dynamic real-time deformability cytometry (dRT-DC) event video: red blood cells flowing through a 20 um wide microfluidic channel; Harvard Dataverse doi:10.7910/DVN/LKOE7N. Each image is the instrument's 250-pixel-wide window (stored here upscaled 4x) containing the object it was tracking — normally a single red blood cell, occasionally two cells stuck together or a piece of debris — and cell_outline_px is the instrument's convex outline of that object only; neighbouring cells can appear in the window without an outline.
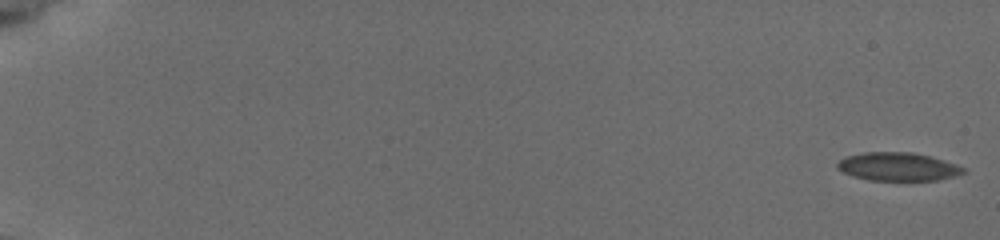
{"species": "common noctule bat (a hibernating species)", "species_latin": "Nyctalus noctula", "temperature_condition": "cold", "stored_images_in_passage": 19, "camera_frame_rate_fps": 3000, "um_per_image_px": 0.085, "animal": {"sex": "female", "body_mass_g": 19.5, "forearm_length_mm": 54.1}, "frame": {"image": 1, "passage_image": 1, "time_ms": 0.0, "image_size_px": [1000, 240], "cell_outline_px": [[968, 172], [956, 176], [936, 180], [868, 180], [844, 172], [836, 168], [836, 164], [840, 160], [848, 156], [864, 152], [912, 152], [928, 156], [956, 164], [964, 168]], "centroid_in_image_um": [76.35, 14.17], "position_along_channel_um": 8.7, "area_um2": 20.58}}
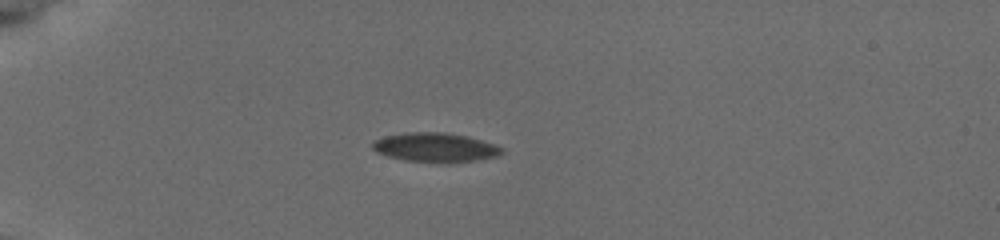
{"frame": {"image": 2, "passage_image": 14, "time_ms": 5.333, "image_size_px": [1000, 240], "cell_outline_px": [[504, 152], [496, 156], [476, 160], [448, 164], [404, 160], [388, 156], [376, 152], [372, 148], [372, 144], [376, 140], [384, 136], [404, 132], [444, 132], [468, 136], [492, 144], [500, 148]], "centroid_in_image_um": [36.96, 12.54], "position_along_channel_um": 48.0, "area_um2": 22.08}}
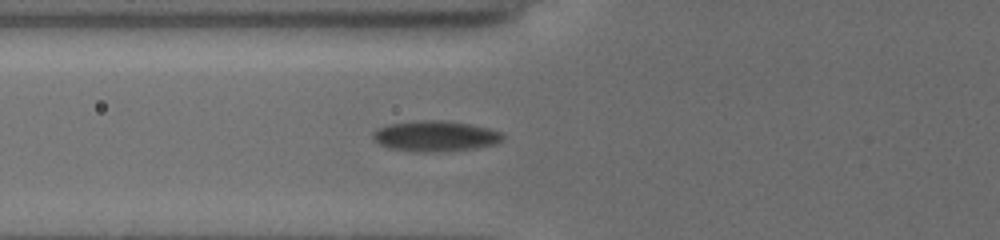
{"frame": {"image": 3, "passage_image": 19, "time_ms": 7.333, "image_size_px": [1000, 240], "cell_outline_px": [[504, 140], [496, 144], [476, 148], [428, 152], [416, 152], [388, 148], [372, 140], [372, 132], [388, 124], [420, 120], [440, 120], [472, 124], [488, 128], [500, 132], [504, 136]], "centroid_in_image_um": [36.99, 11.57], "position_along_channel_um": 88.8, "area_um2": 23.24}}